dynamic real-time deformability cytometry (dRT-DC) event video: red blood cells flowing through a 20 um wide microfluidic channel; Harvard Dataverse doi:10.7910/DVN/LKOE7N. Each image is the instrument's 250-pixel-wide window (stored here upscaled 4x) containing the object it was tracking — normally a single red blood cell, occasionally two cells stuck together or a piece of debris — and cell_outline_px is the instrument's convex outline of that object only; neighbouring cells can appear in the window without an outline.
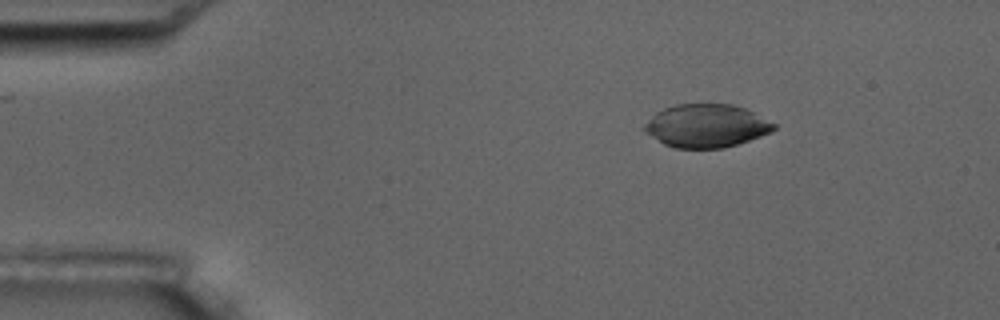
{"species": "common noctule bat (a hibernating species)", "species_latin": "Nyctalus noctula", "temperature_condition": "room temperature", "stored_images_in_passage": 3, "camera_frame_rate_fps": 3000, "um_per_image_px": 0.085, "animal": {"sex": "male", "body_mass_g": 17.5, "forearm_length_mm": 52.3}, "frame": {"image": 1, "passage_image": 1, "time_ms": 0.0, "image_size_px": [1000, 320], "cell_outline_px": [[776, 128], [772, 132], [724, 148], [676, 148], [664, 144], [644, 132], [640, 128], [656, 112], [664, 108], [676, 104], [732, 104], [744, 108], [776, 124]], "centroid_in_image_um": [60.0, 10.69], "position_along_channel_um": 25.0, "area_um2": 32.48}}